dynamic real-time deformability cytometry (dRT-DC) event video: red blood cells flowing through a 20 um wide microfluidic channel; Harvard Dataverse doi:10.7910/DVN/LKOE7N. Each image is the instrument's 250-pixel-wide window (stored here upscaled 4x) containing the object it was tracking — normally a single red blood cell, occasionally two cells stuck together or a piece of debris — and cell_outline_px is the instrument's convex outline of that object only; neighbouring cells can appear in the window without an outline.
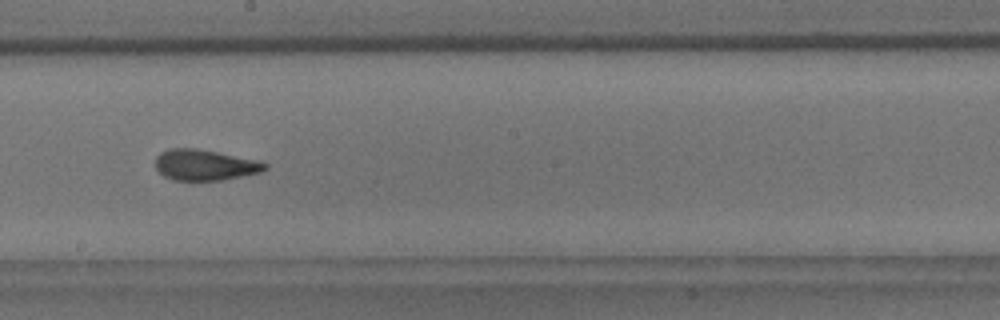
{"species": "common noctule bat (a hibernating species)", "species_latin": "Nyctalus noctula", "temperature_condition": "room temperature", "stored_images_in_passage": 15, "camera_frame_rate_fps": 3000, "um_per_image_px": 0.085, "animal": {"sex": "male", "body_mass_g": 18.8}, "frame": {"image": 1, "passage_image": 9, "time_ms": 10.0, "image_size_px": [1000, 320], "cell_outline_px": [[268, 168], [260, 172], [224, 180], [172, 180], [164, 176], [156, 168], [156, 156], [160, 152], [172, 148], [196, 148], [260, 160], [268, 164]], "centroid_in_image_um": [17.43, 14.02], "position_along_channel_um": 230.8, "area_um2": 19.77}, "authors_computed_cell_mechanics": {"area_um2": 19.8832, "velocity_mm_per_s": 3.7107, "shape_relaxation_time_tau1_ms": 5.8948, "shape_relaxation_time_tau2_ms": 1.6078, "deformation_change_tau1": 0.1308, "deformation_change_tau2": 0.0605}}